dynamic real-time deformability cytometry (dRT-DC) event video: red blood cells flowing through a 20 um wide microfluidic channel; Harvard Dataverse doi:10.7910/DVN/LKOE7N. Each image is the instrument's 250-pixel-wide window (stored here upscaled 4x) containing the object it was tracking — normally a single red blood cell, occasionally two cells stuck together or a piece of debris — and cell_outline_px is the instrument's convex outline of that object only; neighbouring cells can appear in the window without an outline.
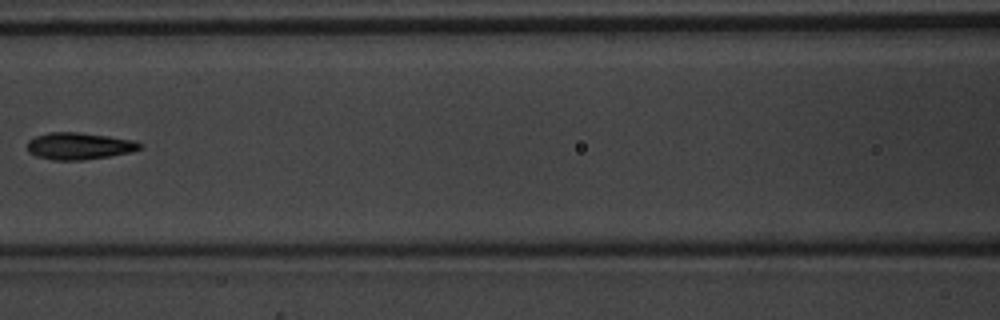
{"species": "common noctule bat (a hibernating species)", "species_latin": "Nyctalus noctula", "temperature_condition": "warm", "stored_images_in_passage": 7, "camera_frame_rate_fps": 3000, "um_per_image_px": 0.085, "animal": {"sex": "male", "body_mass_g": 20.1, "forearm_length_mm": 53.5}, "frame": {"image": 1, "passage_image": 7, "time_ms": 2.0, "image_size_px": [1000, 320], "cell_outline_px": [[144, 148], [132, 152], [108, 156], [80, 160], [52, 160], [36, 156], [28, 152], [28, 140], [36, 136], [48, 132], [80, 132], [108, 136], [132, 140], [144, 144]], "centroid_in_image_um": [6.74, 12.41], "position_along_channel_um": 159.9, "area_um2": 17.74}}